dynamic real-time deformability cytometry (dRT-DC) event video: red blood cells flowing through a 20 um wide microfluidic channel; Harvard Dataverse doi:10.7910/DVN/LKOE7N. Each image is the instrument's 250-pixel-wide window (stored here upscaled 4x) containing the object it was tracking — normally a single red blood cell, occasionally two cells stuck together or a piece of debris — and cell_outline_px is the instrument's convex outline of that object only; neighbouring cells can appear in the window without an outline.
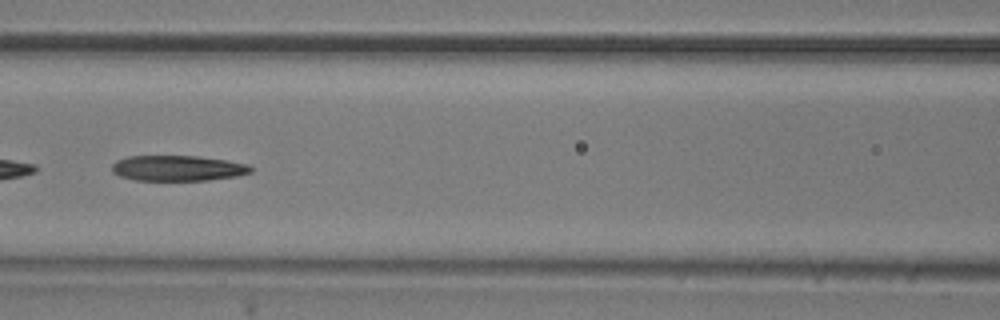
{"species": "common noctule bat (a hibernating species)", "species_latin": "Nyctalus noctula", "temperature_condition": "room temperature", "stored_images_in_passage": 9, "camera_frame_rate_fps": 3000, "um_per_image_px": 0.085, "animal": {"sex": "male", "body_mass_g": 20.5, "forearm_length_mm": 52.5}, "frame": {"image": 1, "passage_image": 6, "time_ms": 1.667, "image_size_px": [1000, 320], "cell_outline_px": [[252, 172], [236, 176], [208, 180], [136, 180], [120, 176], [112, 172], [112, 164], [116, 160], [128, 156], [196, 156], [228, 160], [248, 164], [252, 168]], "centroid_in_image_um": [15.11, 14.29], "position_along_channel_um": 151.5, "area_um2": 20.63}}